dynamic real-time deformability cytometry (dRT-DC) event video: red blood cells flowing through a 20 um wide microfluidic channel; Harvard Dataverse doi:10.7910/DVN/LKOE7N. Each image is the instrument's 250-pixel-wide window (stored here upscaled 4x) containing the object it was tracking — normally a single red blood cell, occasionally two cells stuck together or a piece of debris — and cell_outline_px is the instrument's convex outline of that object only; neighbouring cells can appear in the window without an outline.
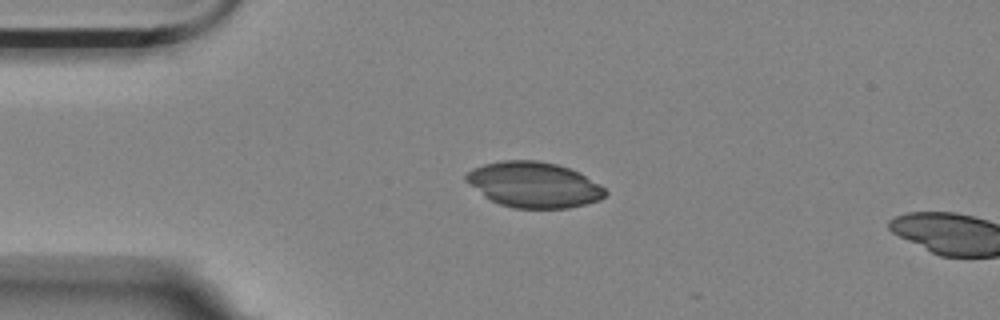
{"species": "Egyptian fruit bat (a non-hibernating species)", "species_latin": "Rousettus aegyptiacus", "temperature_condition": "room temperature", "stored_images_in_passage": 14, "camera_frame_rate_fps": 3000, "um_per_image_px": 0.085, "animal": {"sex": "female"}, "frame": {"image": 1, "passage_image": 12, "time_ms": 3.667, "image_size_px": [1000, 320], "cell_outline_px": [[608, 192], [600, 200], [568, 208], [512, 208], [500, 204], [484, 196], [464, 180], [464, 176], [472, 168], [484, 164], [504, 160], [536, 160], [556, 164], [580, 172], [600, 184]], "centroid_in_image_um": [45.38, 15.7], "position_along_channel_um": 39.6, "area_um2": 36.93}}